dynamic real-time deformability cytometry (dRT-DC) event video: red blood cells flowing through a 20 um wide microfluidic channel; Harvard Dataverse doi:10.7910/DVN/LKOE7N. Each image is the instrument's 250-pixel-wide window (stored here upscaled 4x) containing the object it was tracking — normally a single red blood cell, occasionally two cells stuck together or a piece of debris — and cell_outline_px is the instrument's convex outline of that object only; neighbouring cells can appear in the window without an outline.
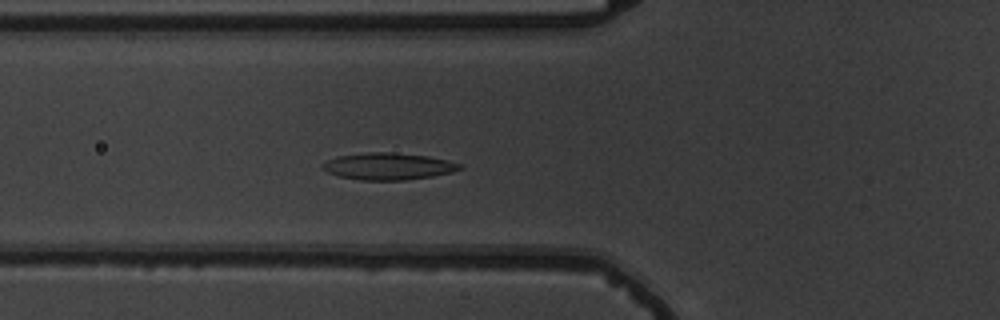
{"species": "common noctule bat (a hibernating species)", "species_latin": "Nyctalus noctula", "temperature_condition": "warm", "stored_images_in_passage": 5, "camera_frame_rate_fps": 3000, "um_per_image_px": 0.085, "animal": {"sex": "male", "body_mass_g": 19.5, "forearm_length_mm": 54.6}, "frame": {"image": 1, "passage_image": 5, "time_ms": 4.333, "image_size_px": [1000, 320], "cell_outline_px": [[464, 168], [452, 172], [432, 176], [404, 180], [360, 180], [340, 176], [328, 172], [320, 168], [320, 164], [336, 156], [368, 152], [388, 152], [428, 156], [448, 160], [464, 164]], "centroid_in_image_um": [33.01, 14.13], "position_along_channel_um": 92.8, "area_um2": 21.62}}